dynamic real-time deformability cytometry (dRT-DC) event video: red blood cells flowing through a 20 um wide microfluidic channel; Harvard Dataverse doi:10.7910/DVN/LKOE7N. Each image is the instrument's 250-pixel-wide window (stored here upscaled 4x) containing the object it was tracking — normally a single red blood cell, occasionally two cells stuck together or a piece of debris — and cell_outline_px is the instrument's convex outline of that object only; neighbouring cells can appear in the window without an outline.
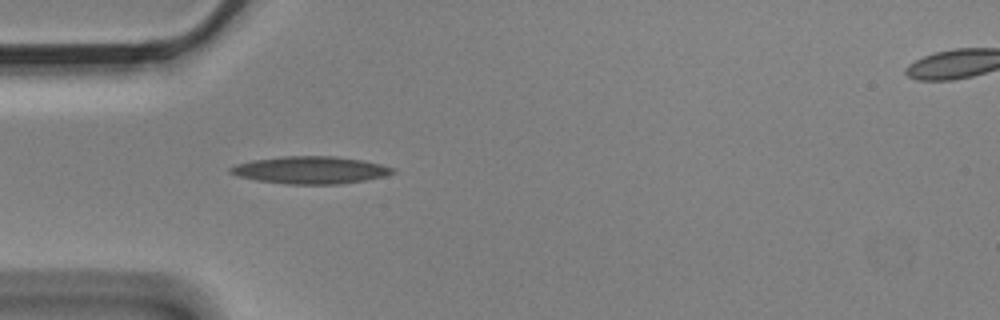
{"species": "Egyptian fruit bat (a non-hibernating species)", "species_latin": "Rousettus aegyptiacus", "temperature_condition": "cold", "stored_images_in_passage": 4, "camera_frame_rate_fps": 3000, "um_per_image_px": 0.085, "animal": {"sex": "male"}, "frame": {"image": 1, "passage_image": 4, "time_ms": 1.0, "image_size_px": [1000, 320], "cell_outline_px": [[396, 172], [384, 176], [364, 180], [340, 184], [288, 184], [256, 180], [236, 176], [228, 172], [228, 168], [236, 164], [252, 160], [280, 156], [332, 156], [360, 160], [380, 164], [396, 168]], "centroid_in_image_um": [26.35, 14.45], "position_along_channel_um": 58.7, "area_um2": 25.89}}